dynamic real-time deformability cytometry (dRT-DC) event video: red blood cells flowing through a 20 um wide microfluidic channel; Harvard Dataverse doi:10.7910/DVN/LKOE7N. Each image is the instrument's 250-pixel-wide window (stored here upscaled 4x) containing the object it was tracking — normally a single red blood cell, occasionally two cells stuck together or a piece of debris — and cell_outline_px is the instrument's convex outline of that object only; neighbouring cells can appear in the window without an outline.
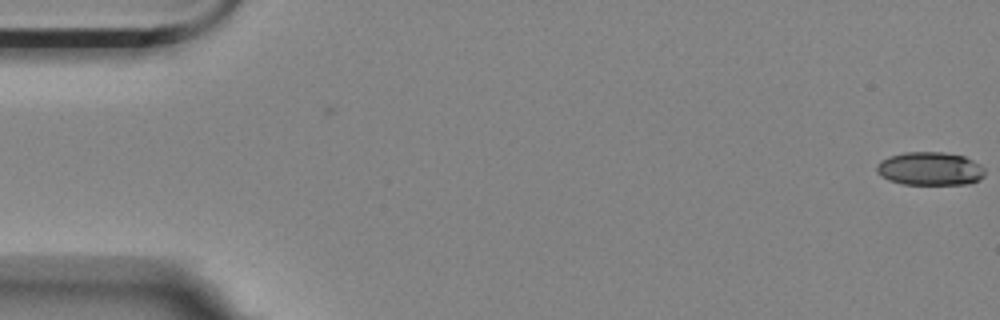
{"species": "Egyptian fruit bat (a non-hibernating species)", "species_latin": "Rousettus aegyptiacus", "temperature_condition": "room temperature", "stored_images_in_passage": 55, "camera_frame_rate_fps": 3000, "um_per_image_px": 0.085, "animal": {"sex": "female"}, "frame": {"image": 1, "passage_image": 1, "time_ms": 0.0, "image_size_px": [1000, 320], "cell_outline_px": [[984, 176], [980, 180], [968, 184], [904, 184], [888, 180], [876, 172], [876, 164], [880, 160], [888, 156], [904, 152], [944, 152], [964, 156], [980, 164], [984, 168]], "centroid_in_image_um": [79.03, 14.33], "position_along_channel_um": 6.0, "area_um2": 21.21}}
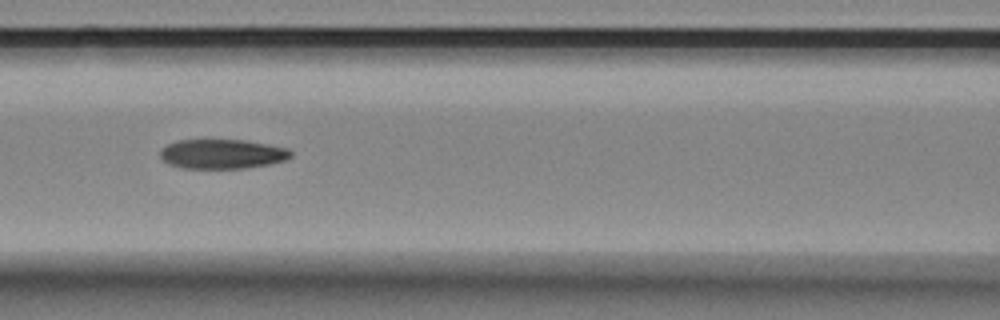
{"frame": {"image": 2, "passage_image": 25, "time_ms": 8.0, "image_size_px": [1000, 320], "cell_outline_px": [[292, 156], [288, 160], [268, 164], [244, 168], [184, 168], [168, 164], [160, 156], [160, 152], [168, 144], [180, 140], [244, 140], [268, 144], [288, 148], [292, 152]], "centroid_in_image_um": [18.93, 13.09], "position_along_channel_um": 147.7, "area_um2": 22.37}}
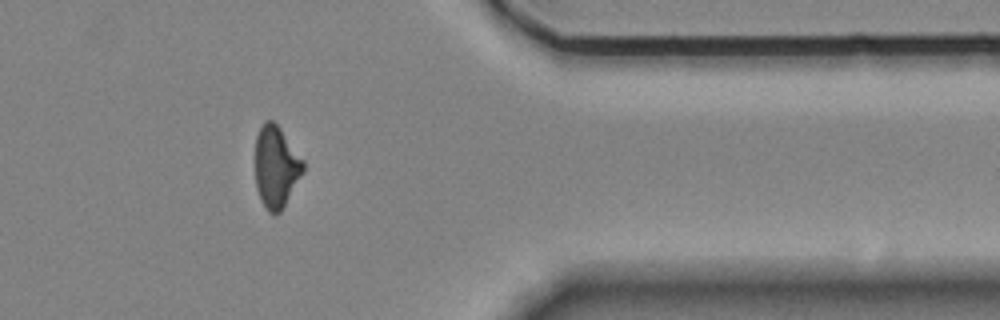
{"frame": {"image": 3, "passage_image": 47, "time_ms": 15.333, "image_size_px": [1000, 320], "cell_outline_px": [[304, 172], [280, 212], [276, 216], [268, 212], [260, 200], [256, 188], [256, 136], [264, 120], [272, 120], [280, 128], [304, 160]], "centroid_in_image_um": [23.47, 14.2], "position_along_channel_um": 387.9, "area_um2": 22.89}}